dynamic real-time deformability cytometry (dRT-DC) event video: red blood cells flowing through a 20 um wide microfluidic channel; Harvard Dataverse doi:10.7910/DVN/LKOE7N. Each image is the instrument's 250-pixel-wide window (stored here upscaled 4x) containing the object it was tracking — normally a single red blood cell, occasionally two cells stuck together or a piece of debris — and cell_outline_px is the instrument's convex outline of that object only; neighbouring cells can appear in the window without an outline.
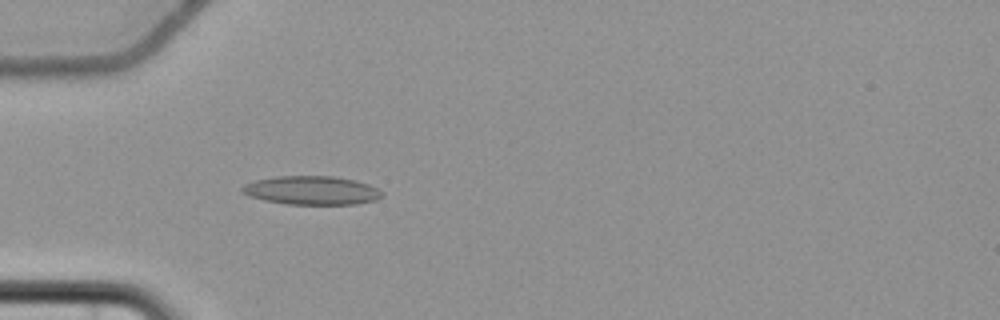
{"species": "common noctule bat (a hibernating species)", "species_latin": "Nyctalus noctula", "temperature_condition": "cold", "stored_images_in_passage": 6, "camera_frame_rate_fps": 3000, "um_per_image_px": 0.085, "animal": {"sex": "female", "body_mass_g": 22.7, "forearm_length_mm": 54.2}, "frame": {"image": 1, "passage_image": 6, "time_ms": 6.0, "image_size_px": [1000, 320], "cell_outline_px": [[384, 196], [376, 200], [356, 204], [288, 204], [264, 200], [248, 196], [240, 192], [240, 188], [244, 184], [256, 180], [276, 176], [332, 176], [352, 180], [368, 184], [384, 192]], "centroid_in_image_um": [26.47, 16.18], "position_along_channel_um": 58.5, "area_um2": 23.41}}